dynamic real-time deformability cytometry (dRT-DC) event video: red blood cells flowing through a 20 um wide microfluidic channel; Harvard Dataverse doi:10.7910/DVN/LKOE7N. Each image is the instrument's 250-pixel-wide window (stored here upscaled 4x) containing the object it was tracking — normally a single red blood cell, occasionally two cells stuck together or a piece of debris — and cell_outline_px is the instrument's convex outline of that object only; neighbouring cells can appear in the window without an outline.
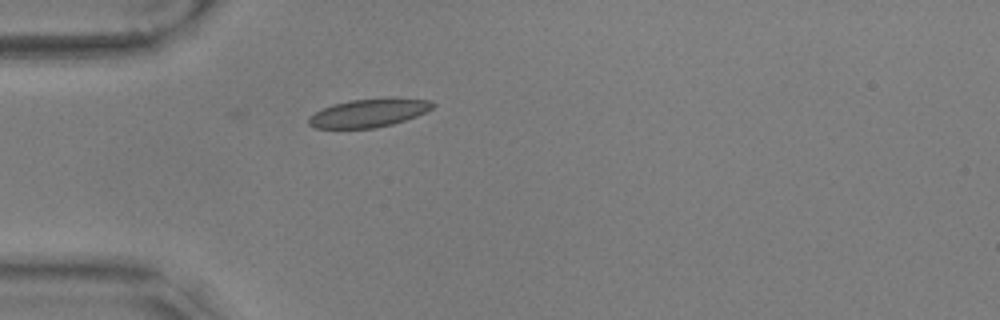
{"species": "common noctule bat (a hibernating species)", "species_latin": "Nyctalus noctula", "temperature_condition": "warm", "stored_images_in_passage": 31, "camera_frame_rate_fps": 3000, "um_per_image_px": 0.085, "animal": {"sex": "male", "body_mass_g": 17.9, "forearm_length_mm": 54.2}, "frame": {"image": 1, "passage_image": 1, "time_ms": 0.0, "image_size_px": [1000, 320], "cell_outline_px": [[436, 104], [432, 108], [416, 116], [392, 124], [376, 128], [316, 128], [308, 124], [308, 116], [332, 104], [348, 100], [384, 96], [428, 100]], "centroid_in_image_um": [31.34, 9.57], "position_along_channel_um": 53.7, "area_um2": 20.75}}
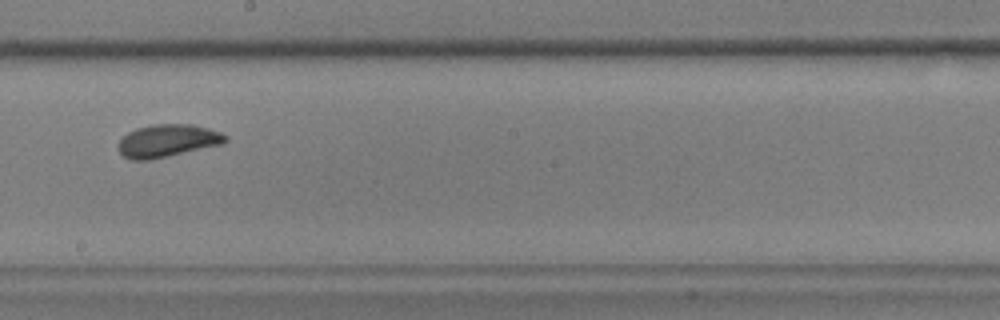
{"frame": {"image": 2, "passage_image": 17, "time_ms": 5.333, "image_size_px": [1000, 320], "cell_outline_px": [[228, 140], [224, 144], [152, 160], [128, 160], [120, 152], [120, 140], [128, 132], [136, 128], [152, 124], [192, 124], [208, 128], [220, 132], [228, 136]], "centroid_in_image_um": [14.28, 11.97], "position_along_channel_um": 233.9, "area_um2": 20.58}}
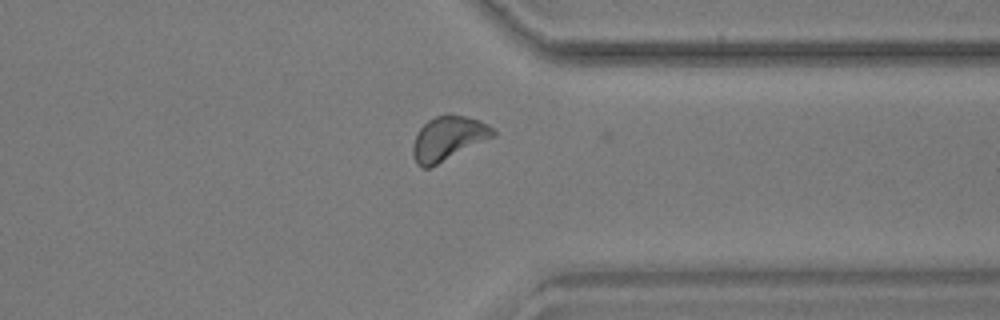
{"frame": {"image": 3, "passage_image": 29, "time_ms": 9.333, "image_size_px": [1000, 320], "cell_outline_px": [[496, 136], [432, 168], [420, 168], [416, 164], [412, 156], [412, 144], [420, 128], [428, 120], [436, 116], [464, 116], [480, 120], [488, 124], [496, 132]], "centroid_in_image_um": [38.09, 11.82], "position_along_channel_um": 373.3, "area_um2": 20.87}, "authors_computed_cell_mechanics": {"area_um2": 19.7676, "velocity_mm_per_s": 3.5411, "shape_relaxation_time_tau1_ms": 2.8456, "shape_relaxation_time_tau2_ms": null, "deformation_change_tau1": 0.0803, "deformation_change_tau2": null}}